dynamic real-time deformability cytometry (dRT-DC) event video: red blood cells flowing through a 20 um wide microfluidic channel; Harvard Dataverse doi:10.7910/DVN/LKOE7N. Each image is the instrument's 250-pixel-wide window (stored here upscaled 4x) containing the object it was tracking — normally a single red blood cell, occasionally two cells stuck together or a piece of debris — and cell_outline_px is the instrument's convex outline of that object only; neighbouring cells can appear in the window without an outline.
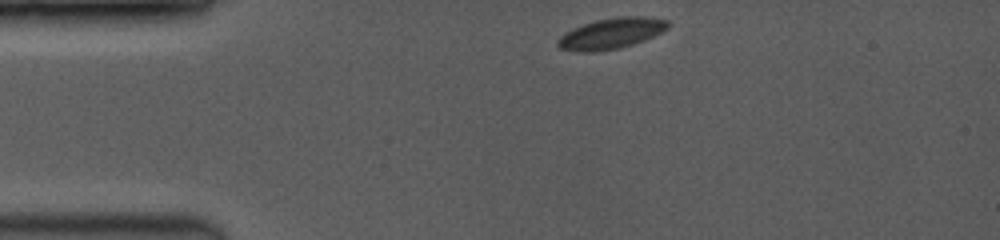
{"species": "common noctule bat (a hibernating species)", "species_latin": "Nyctalus noctula", "temperature_condition": "room temperature", "stored_images_in_passage": 11, "camera_frame_rate_fps": 3500, "um_per_image_px": 0.085, "animal": {"sex": "female", "body_mass_g": 19.0, "forearm_length_mm": 53.3}, "frame": {"image": 1, "passage_image": 1, "time_ms": 0.0, "image_size_px": [1000, 240], "cell_outline_px": [[668, 28], [644, 40], [620, 48], [592, 52], [580, 52], [560, 48], [556, 44], [560, 36], [572, 28], [596, 20], [620, 16], [640, 16], [668, 20]], "centroid_in_image_um": [51.93, 2.84], "position_along_channel_um": 33.1, "area_um2": 19.54}}
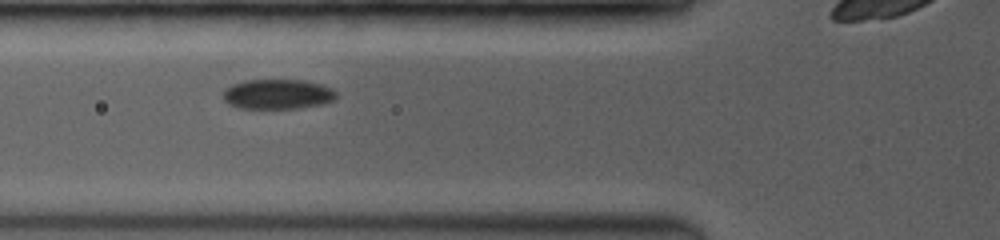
{"frame": {"image": 2, "passage_image": 7, "time_ms": 2.857, "image_size_px": [1000, 240], "cell_outline_px": [[336, 100], [320, 104], [300, 108], [236, 108], [228, 104], [224, 100], [224, 88], [232, 84], [244, 80], [304, 80], [320, 84], [332, 88], [336, 92]], "centroid_in_image_um": [23.58, 8.0], "position_along_channel_um": 102.2, "area_um2": 19.83}}
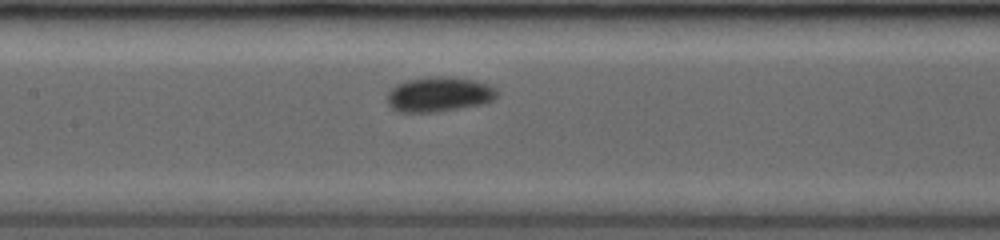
{"frame": {"image": 3, "passage_image": 10, "time_ms": 4.571, "image_size_px": [1000, 240], "cell_outline_px": [[496, 96], [492, 100], [484, 104], [436, 112], [396, 112], [388, 104], [388, 92], [396, 84], [408, 80], [428, 76], [448, 76], [476, 80], [488, 84], [496, 88]], "centroid_in_image_um": [37.31, 8.01], "position_along_channel_um": 170.1, "area_um2": 22.48}}